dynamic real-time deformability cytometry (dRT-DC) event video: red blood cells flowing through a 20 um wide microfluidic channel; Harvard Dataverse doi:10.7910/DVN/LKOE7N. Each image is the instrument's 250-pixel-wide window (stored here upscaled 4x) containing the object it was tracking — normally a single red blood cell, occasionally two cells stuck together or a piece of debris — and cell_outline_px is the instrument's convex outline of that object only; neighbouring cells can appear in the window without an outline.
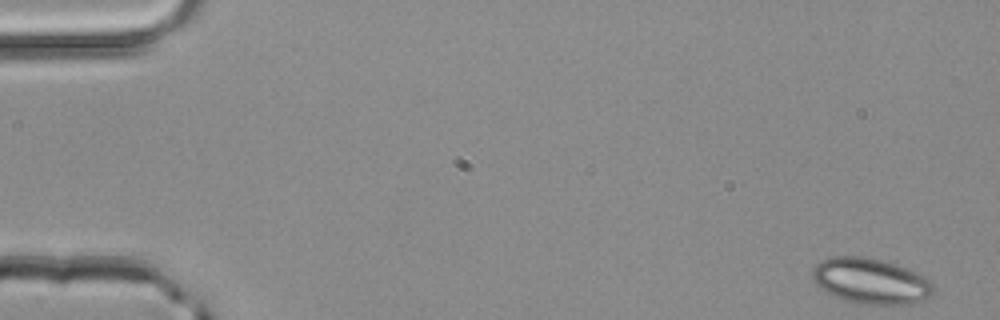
{"species": "common noctule bat (a hibernating species)", "species_latin": "Nyctalus noctula", "temperature_condition": "room temperature", "stored_images_in_passage": 3, "camera_frame_rate_fps": 3000, "um_per_image_px": 0.085, "animal": {"sex": "male", "body_mass_g": 20.4}, "frame": {"image": 1, "passage_image": 1, "time_ms": 0.0, "image_size_px": [1000, 320], "cell_outline_px": [[936, 288], [924, 300], [908, 304], [860, 304], [844, 300], [820, 288], [816, 284], [812, 276], [812, 268], [820, 260], [832, 256], [868, 256], [896, 264], [908, 268], [924, 276]], "centroid_in_image_um": [74.0, 23.87], "position_along_channel_um": 11.0, "area_um2": 32.31}}